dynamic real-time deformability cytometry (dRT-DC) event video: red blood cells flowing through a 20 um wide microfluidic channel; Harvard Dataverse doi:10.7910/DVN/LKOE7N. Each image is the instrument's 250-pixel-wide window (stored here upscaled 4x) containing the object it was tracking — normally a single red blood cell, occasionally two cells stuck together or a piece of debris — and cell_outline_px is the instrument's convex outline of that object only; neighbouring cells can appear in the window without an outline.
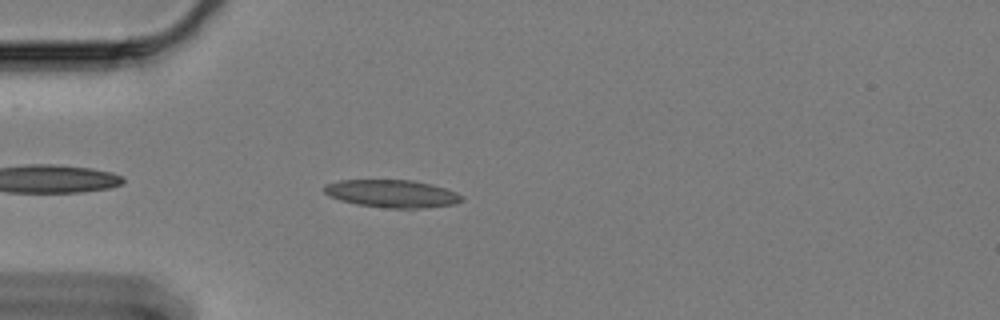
{"species": "Egyptian fruit bat (a non-hibernating species)", "species_latin": "Rousettus aegyptiacus", "temperature_condition": "cold", "stored_images_in_passage": 47, "camera_frame_rate_fps": 3000, "um_per_image_px": 0.085, "animal": {"sex": "female"}, "frame": {"image": 1, "passage_image": 4, "time_ms": 1.0, "image_size_px": [1000, 320], "cell_outline_px": [[464, 200], [456, 204], [424, 208], [384, 208], [356, 204], [340, 200], [328, 196], [324, 192], [324, 184], [340, 180], [412, 180], [432, 184], [456, 192], [464, 196]], "centroid_in_image_um": [33.33, 16.46], "position_along_channel_um": 51.7, "area_um2": 22.43}}
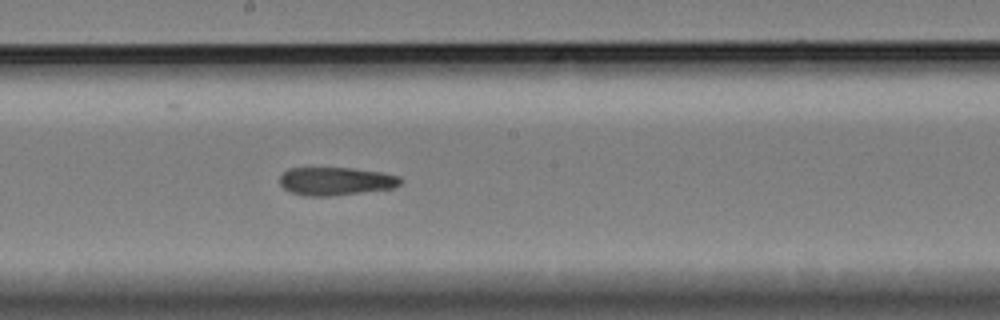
{"frame": {"image": 2, "passage_image": 20, "time_ms": 6.333, "image_size_px": [1000, 320], "cell_outline_px": [[404, 180], [400, 184], [392, 188], [336, 196], [304, 196], [292, 192], [284, 188], [280, 184], [280, 176], [288, 168], [352, 168], [384, 172], [400, 176]], "centroid_in_image_um": [28.58, 15.4], "position_along_channel_um": 219.6, "area_um2": 20.0}}
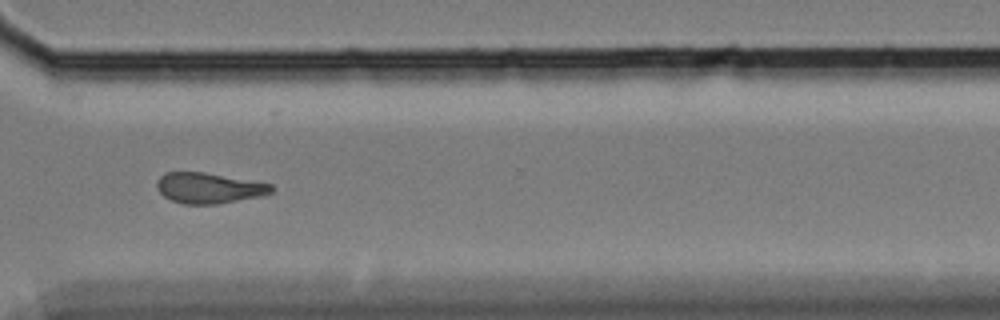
{"frame": {"image": 3, "passage_image": 32, "time_ms": 10.333, "image_size_px": [1000, 320], "cell_outline_px": [[272, 192], [268, 196], [216, 204], [184, 204], [172, 200], [164, 196], [156, 188], [156, 184], [160, 176], [164, 172], [204, 172], [272, 184]], "centroid_in_image_um": [17.78, 15.99], "position_along_channel_um": 352.8, "area_um2": 20.58}, "authors_computed_cell_mechanics": {"area_um2": 20.7502, "velocity_mm_per_s": 3.3352, "shape_relaxation_time_tau1_ms": null, "shape_relaxation_time_tau2_ms": 6.3733, "deformation_change_tau1": null, "deformation_change_tau2": 0.1435}}